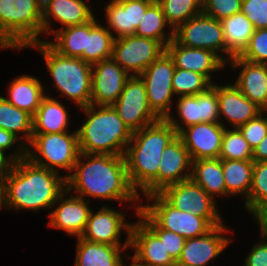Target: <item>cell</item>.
<instances>
[{"mask_svg":"<svg viewBox=\"0 0 267 266\" xmlns=\"http://www.w3.org/2000/svg\"><path fill=\"white\" fill-rule=\"evenodd\" d=\"M174 266H187V265H180V264L176 263Z\"/></svg>","mask_w":267,"mask_h":266,"instance_id":"cell-56","label":"cell"},{"mask_svg":"<svg viewBox=\"0 0 267 266\" xmlns=\"http://www.w3.org/2000/svg\"><path fill=\"white\" fill-rule=\"evenodd\" d=\"M252 160L254 162H261L267 160V135L258 144V146L253 150Z\"/></svg>","mask_w":267,"mask_h":266,"instance_id":"cell-50","label":"cell"},{"mask_svg":"<svg viewBox=\"0 0 267 266\" xmlns=\"http://www.w3.org/2000/svg\"><path fill=\"white\" fill-rule=\"evenodd\" d=\"M223 176L226 186V196H243L246 201L249 197L254 169L253 160H226L221 159Z\"/></svg>","mask_w":267,"mask_h":266,"instance_id":"cell-31","label":"cell"},{"mask_svg":"<svg viewBox=\"0 0 267 266\" xmlns=\"http://www.w3.org/2000/svg\"><path fill=\"white\" fill-rule=\"evenodd\" d=\"M178 133L166 119L147 125L132 135L125 161L129 182L144 197L158 193V170L162 153Z\"/></svg>","mask_w":267,"mask_h":266,"instance_id":"cell-3","label":"cell"},{"mask_svg":"<svg viewBox=\"0 0 267 266\" xmlns=\"http://www.w3.org/2000/svg\"><path fill=\"white\" fill-rule=\"evenodd\" d=\"M166 26L170 27L160 4L155 0L147 8L134 35L159 41L166 48L168 43L174 37V30H171L169 34H166L164 31Z\"/></svg>","mask_w":267,"mask_h":266,"instance_id":"cell-35","label":"cell"},{"mask_svg":"<svg viewBox=\"0 0 267 266\" xmlns=\"http://www.w3.org/2000/svg\"><path fill=\"white\" fill-rule=\"evenodd\" d=\"M19 145L16 150L11 155H6L4 152L0 151V179L4 180L8 174L10 173L14 162L19 161L26 158V146L23 142H17ZM17 151V152H16Z\"/></svg>","mask_w":267,"mask_h":266,"instance_id":"cell-47","label":"cell"},{"mask_svg":"<svg viewBox=\"0 0 267 266\" xmlns=\"http://www.w3.org/2000/svg\"><path fill=\"white\" fill-rule=\"evenodd\" d=\"M149 107L160 118L166 119L171 114L172 84L144 83Z\"/></svg>","mask_w":267,"mask_h":266,"instance_id":"cell-41","label":"cell"},{"mask_svg":"<svg viewBox=\"0 0 267 266\" xmlns=\"http://www.w3.org/2000/svg\"><path fill=\"white\" fill-rule=\"evenodd\" d=\"M55 35L53 41L47 43L59 54L66 57L79 58L86 50L87 43V23L82 25L68 26L52 30Z\"/></svg>","mask_w":267,"mask_h":266,"instance_id":"cell-34","label":"cell"},{"mask_svg":"<svg viewBox=\"0 0 267 266\" xmlns=\"http://www.w3.org/2000/svg\"><path fill=\"white\" fill-rule=\"evenodd\" d=\"M66 107L56 98L45 96L33 115V134L62 133L69 131Z\"/></svg>","mask_w":267,"mask_h":266,"instance_id":"cell-28","label":"cell"},{"mask_svg":"<svg viewBox=\"0 0 267 266\" xmlns=\"http://www.w3.org/2000/svg\"><path fill=\"white\" fill-rule=\"evenodd\" d=\"M130 248L134 257L150 266H174L176 262L166 251L159 237L139 218L132 222Z\"/></svg>","mask_w":267,"mask_h":266,"instance_id":"cell-20","label":"cell"},{"mask_svg":"<svg viewBox=\"0 0 267 266\" xmlns=\"http://www.w3.org/2000/svg\"><path fill=\"white\" fill-rule=\"evenodd\" d=\"M94 17L92 9L84 0H52L42 13V33L52 35L53 19L63 26L61 28H65L88 23Z\"/></svg>","mask_w":267,"mask_h":266,"instance_id":"cell-25","label":"cell"},{"mask_svg":"<svg viewBox=\"0 0 267 266\" xmlns=\"http://www.w3.org/2000/svg\"><path fill=\"white\" fill-rule=\"evenodd\" d=\"M171 30H175L190 18L202 13V0H156Z\"/></svg>","mask_w":267,"mask_h":266,"instance_id":"cell-37","label":"cell"},{"mask_svg":"<svg viewBox=\"0 0 267 266\" xmlns=\"http://www.w3.org/2000/svg\"><path fill=\"white\" fill-rule=\"evenodd\" d=\"M17 140H20V138L0 128V151L5 153L7 150H10Z\"/></svg>","mask_w":267,"mask_h":266,"instance_id":"cell-49","label":"cell"},{"mask_svg":"<svg viewBox=\"0 0 267 266\" xmlns=\"http://www.w3.org/2000/svg\"><path fill=\"white\" fill-rule=\"evenodd\" d=\"M155 0H111L104 8L107 29L114 39L134 35L147 8ZM113 30V32L111 31Z\"/></svg>","mask_w":267,"mask_h":266,"instance_id":"cell-19","label":"cell"},{"mask_svg":"<svg viewBox=\"0 0 267 266\" xmlns=\"http://www.w3.org/2000/svg\"><path fill=\"white\" fill-rule=\"evenodd\" d=\"M166 51L173 58L175 68L191 70L205 76L212 84V72L224 68L226 63L213 51L187 47L172 39Z\"/></svg>","mask_w":267,"mask_h":266,"instance_id":"cell-21","label":"cell"},{"mask_svg":"<svg viewBox=\"0 0 267 266\" xmlns=\"http://www.w3.org/2000/svg\"><path fill=\"white\" fill-rule=\"evenodd\" d=\"M225 127L221 123H198L184 128L178 137L183 141L192 161L219 158Z\"/></svg>","mask_w":267,"mask_h":266,"instance_id":"cell-18","label":"cell"},{"mask_svg":"<svg viewBox=\"0 0 267 266\" xmlns=\"http://www.w3.org/2000/svg\"><path fill=\"white\" fill-rule=\"evenodd\" d=\"M238 57L254 63L267 64V28L256 29Z\"/></svg>","mask_w":267,"mask_h":266,"instance_id":"cell-43","label":"cell"},{"mask_svg":"<svg viewBox=\"0 0 267 266\" xmlns=\"http://www.w3.org/2000/svg\"><path fill=\"white\" fill-rule=\"evenodd\" d=\"M241 12L252 22L255 30L267 28V0H242Z\"/></svg>","mask_w":267,"mask_h":266,"instance_id":"cell-46","label":"cell"},{"mask_svg":"<svg viewBox=\"0 0 267 266\" xmlns=\"http://www.w3.org/2000/svg\"><path fill=\"white\" fill-rule=\"evenodd\" d=\"M159 193L173 207L203 217L214 227L223 223L217 209L216 199L191 179L169 185Z\"/></svg>","mask_w":267,"mask_h":266,"instance_id":"cell-10","label":"cell"},{"mask_svg":"<svg viewBox=\"0 0 267 266\" xmlns=\"http://www.w3.org/2000/svg\"><path fill=\"white\" fill-rule=\"evenodd\" d=\"M253 150L238 128L225 127L219 159L252 160Z\"/></svg>","mask_w":267,"mask_h":266,"instance_id":"cell-39","label":"cell"},{"mask_svg":"<svg viewBox=\"0 0 267 266\" xmlns=\"http://www.w3.org/2000/svg\"><path fill=\"white\" fill-rule=\"evenodd\" d=\"M5 208L4 182L0 179V208Z\"/></svg>","mask_w":267,"mask_h":266,"instance_id":"cell-53","label":"cell"},{"mask_svg":"<svg viewBox=\"0 0 267 266\" xmlns=\"http://www.w3.org/2000/svg\"><path fill=\"white\" fill-rule=\"evenodd\" d=\"M250 148L254 150L267 135V118L260 113L254 119L238 127Z\"/></svg>","mask_w":267,"mask_h":266,"instance_id":"cell-45","label":"cell"},{"mask_svg":"<svg viewBox=\"0 0 267 266\" xmlns=\"http://www.w3.org/2000/svg\"><path fill=\"white\" fill-rule=\"evenodd\" d=\"M139 217L161 240L171 258L177 262L181 256L186 239L175 232L160 228L142 209L140 203L134 205Z\"/></svg>","mask_w":267,"mask_h":266,"instance_id":"cell-40","label":"cell"},{"mask_svg":"<svg viewBox=\"0 0 267 266\" xmlns=\"http://www.w3.org/2000/svg\"><path fill=\"white\" fill-rule=\"evenodd\" d=\"M37 8L43 13L50 5L52 0H35Z\"/></svg>","mask_w":267,"mask_h":266,"instance_id":"cell-52","label":"cell"},{"mask_svg":"<svg viewBox=\"0 0 267 266\" xmlns=\"http://www.w3.org/2000/svg\"><path fill=\"white\" fill-rule=\"evenodd\" d=\"M5 208L17 211L49 209L66 190V177L40 167L28 158L15 161L3 180Z\"/></svg>","mask_w":267,"mask_h":266,"instance_id":"cell-2","label":"cell"},{"mask_svg":"<svg viewBox=\"0 0 267 266\" xmlns=\"http://www.w3.org/2000/svg\"><path fill=\"white\" fill-rule=\"evenodd\" d=\"M228 232L224 224L214 227L207 234L186 239L177 264L187 266H209L208 263L219 256L231 242L225 237Z\"/></svg>","mask_w":267,"mask_h":266,"instance_id":"cell-17","label":"cell"},{"mask_svg":"<svg viewBox=\"0 0 267 266\" xmlns=\"http://www.w3.org/2000/svg\"><path fill=\"white\" fill-rule=\"evenodd\" d=\"M69 194L70 192L66 189L58 197L55 202L57 207L49 213L48 225L53 229L64 230L70 236L81 237L92 210L88 205L91 201L76 195L68 197Z\"/></svg>","mask_w":267,"mask_h":266,"instance_id":"cell-16","label":"cell"},{"mask_svg":"<svg viewBox=\"0 0 267 266\" xmlns=\"http://www.w3.org/2000/svg\"><path fill=\"white\" fill-rule=\"evenodd\" d=\"M256 224L260 226L261 235L267 240V209L259 213L255 218Z\"/></svg>","mask_w":267,"mask_h":266,"instance_id":"cell-51","label":"cell"},{"mask_svg":"<svg viewBox=\"0 0 267 266\" xmlns=\"http://www.w3.org/2000/svg\"><path fill=\"white\" fill-rule=\"evenodd\" d=\"M127 257L132 259V261H131L132 263L129 266H150V265H147V264H144V263L140 262L134 256H132V257L129 256L128 253H127ZM122 266H127V265L126 264L124 265V262H123V265Z\"/></svg>","mask_w":267,"mask_h":266,"instance_id":"cell-54","label":"cell"},{"mask_svg":"<svg viewBox=\"0 0 267 266\" xmlns=\"http://www.w3.org/2000/svg\"><path fill=\"white\" fill-rule=\"evenodd\" d=\"M244 205L254 218L267 209V160L254 162L252 185Z\"/></svg>","mask_w":267,"mask_h":266,"instance_id":"cell-36","label":"cell"},{"mask_svg":"<svg viewBox=\"0 0 267 266\" xmlns=\"http://www.w3.org/2000/svg\"><path fill=\"white\" fill-rule=\"evenodd\" d=\"M190 179L202 187L210 196L226 197L222 161L219 158L198 159L192 161Z\"/></svg>","mask_w":267,"mask_h":266,"instance_id":"cell-30","label":"cell"},{"mask_svg":"<svg viewBox=\"0 0 267 266\" xmlns=\"http://www.w3.org/2000/svg\"><path fill=\"white\" fill-rule=\"evenodd\" d=\"M0 128L18 137L23 132L21 140L27 147L32 140L33 115L27 111L18 109L9 103L5 97L0 96ZM27 141V142H26Z\"/></svg>","mask_w":267,"mask_h":266,"instance_id":"cell-33","label":"cell"},{"mask_svg":"<svg viewBox=\"0 0 267 266\" xmlns=\"http://www.w3.org/2000/svg\"><path fill=\"white\" fill-rule=\"evenodd\" d=\"M176 103V111L181 123L174 118L172 113L166 120L178 134L184 128L198 123H221L226 127V124L222 120L220 121L217 84L215 82L207 91L197 95L179 97Z\"/></svg>","mask_w":267,"mask_h":266,"instance_id":"cell-13","label":"cell"},{"mask_svg":"<svg viewBox=\"0 0 267 266\" xmlns=\"http://www.w3.org/2000/svg\"><path fill=\"white\" fill-rule=\"evenodd\" d=\"M131 225L132 223H127L125 214L111 207L103 206L96 213L90 211L81 238L95 243L121 245V231L124 229L127 236H130Z\"/></svg>","mask_w":267,"mask_h":266,"instance_id":"cell-15","label":"cell"},{"mask_svg":"<svg viewBox=\"0 0 267 266\" xmlns=\"http://www.w3.org/2000/svg\"><path fill=\"white\" fill-rule=\"evenodd\" d=\"M114 35L94 17L87 23L86 50L79 57L91 65L112 58Z\"/></svg>","mask_w":267,"mask_h":266,"instance_id":"cell-32","label":"cell"},{"mask_svg":"<svg viewBox=\"0 0 267 266\" xmlns=\"http://www.w3.org/2000/svg\"><path fill=\"white\" fill-rule=\"evenodd\" d=\"M221 24L226 43V61L229 62L244 51L255 29L242 12L223 19Z\"/></svg>","mask_w":267,"mask_h":266,"instance_id":"cell-29","label":"cell"},{"mask_svg":"<svg viewBox=\"0 0 267 266\" xmlns=\"http://www.w3.org/2000/svg\"><path fill=\"white\" fill-rule=\"evenodd\" d=\"M231 68H241L235 86L262 110L267 106V64L254 63L233 57Z\"/></svg>","mask_w":267,"mask_h":266,"instance_id":"cell-24","label":"cell"},{"mask_svg":"<svg viewBox=\"0 0 267 266\" xmlns=\"http://www.w3.org/2000/svg\"><path fill=\"white\" fill-rule=\"evenodd\" d=\"M253 245L249 255L246 256L244 266H267V240L265 238Z\"/></svg>","mask_w":267,"mask_h":266,"instance_id":"cell-48","label":"cell"},{"mask_svg":"<svg viewBox=\"0 0 267 266\" xmlns=\"http://www.w3.org/2000/svg\"><path fill=\"white\" fill-rule=\"evenodd\" d=\"M26 149V158L35 165L56 172L63 169L72 173L80 155L78 132L32 134Z\"/></svg>","mask_w":267,"mask_h":266,"instance_id":"cell-7","label":"cell"},{"mask_svg":"<svg viewBox=\"0 0 267 266\" xmlns=\"http://www.w3.org/2000/svg\"><path fill=\"white\" fill-rule=\"evenodd\" d=\"M80 109L88 117L77 129L80 153L124 156L133 133L114 107L91 104Z\"/></svg>","mask_w":267,"mask_h":266,"instance_id":"cell-4","label":"cell"},{"mask_svg":"<svg viewBox=\"0 0 267 266\" xmlns=\"http://www.w3.org/2000/svg\"><path fill=\"white\" fill-rule=\"evenodd\" d=\"M164 51L159 41L129 35L114 39L112 59L129 75L139 76Z\"/></svg>","mask_w":267,"mask_h":266,"instance_id":"cell-11","label":"cell"},{"mask_svg":"<svg viewBox=\"0 0 267 266\" xmlns=\"http://www.w3.org/2000/svg\"><path fill=\"white\" fill-rule=\"evenodd\" d=\"M217 97L220 119L224 116L223 122L227 120L232 128H238L262 113V109L245 97L234 83L217 85Z\"/></svg>","mask_w":267,"mask_h":266,"instance_id":"cell-23","label":"cell"},{"mask_svg":"<svg viewBox=\"0 0 267 266\" xmlns=\"http://www.w3.org/2000/svg\"><path fill=\"white\" fill-rule=\"evenodd\" d=\"M262 113L266 116L267 118V106L262 110Z\"/></svg>","mask_w":267,"mask_h":266,"instance_id":"cell-55","label":"cell"},{"mask_svg":"<svg viewBox=\"0 0 267 266\" xmlns=\"http://www.w3.org/2000/svg\"><path fill=\"white\" fill-rule=\"evenodd\" d=\"M145 197L153 203H141V209L162 229L189 239L203 236L214 228L207 219L173 207L160 193Z\"/></svg>","mask_w":267,"mask_h":266,"instance_id":"cell-8","label":"cell"},{"mask_svg":"<svg viewBox=\"0 0 267 266\" xmlns=\"http://www.w3.org/2000/svg\"><path fill=\"white\" fill-rule=\"evenodd\" d=\"M242 0H203L202 12L222 21L223 19L241 12Z\"/></svg>","mask_w":267,"mask_h":266,"instance_id":"cell-44","label":"cell"},{"mask_svg":"<svg viewBox=\"0 0 267 266\" xmlns=\"http://www.w3.org/2000/svg\"><path fill=\"white\" fill-rule=\"evenodd\" d=\"M130 77L131 75L112 58L94 63L92 65L91 104L113 105Z\"/></svg>","mask_w":267,"mask_h":266,"instance_id":"cell-14","label":"cell"},{"mask_svg":"<svg viewBox=\"0 0 267 266\" xmlns=\"http://www.w3.org/2000/svg\"><path fill=\"white\" fill-rule=\"evenodd\" d=\"M27 47L38 49L57 90L80 108L91 105L92 65L80 58L66 57L55 51L46 41L33 42Z\"/></svg>","mask_w":267,"mask_h":266,"instance_id":"cell-5","label":"cell"},{"mask_svg":"<svg viewBox=\"0 0 267 266\" xmlns=\"http://www.w3.org/2000/svg\"><path fill=\"white\" fill-rule=\"evenodd\" d=\"M161 157L158 170V193L169 185L190 179L192 159L178 136L165 147Z\"/></svg>","mask_w":267,"mask_h":266,"instance_id":"cell-22","label":"cell"},{"mask_svg":"<svg viewBox=\"0 0 267 266\" xmlns=\"http://www.w3.org/2000/svg\"><path fill=\"white\" fill-rule=\"evenodd\" d=\"M213 84L203 75L191 70L175 68L172 78L174 95L192 96L207 91Z\"/></svg>","mask_w":267,"mask_h":266,"instance_id":"cell-38","label":"cell"},{"mask_svg":"<svg viewBox=\"0 0 267 266\" xmlns=\"http://www.w3.org/2000/svg\"><path fill=\"white\" fill-rule=\"evenodd\" d=\"M173 39L181 45L213 51L226 64V43L221 21L200 13L174 30ZM219 52L223 54H219Z\"/></svg>","mask_w":267,"mask_h":266,"instance_id":"cell-9","label":"cell"},{"mask_svg":"<svg viewBox=\"0 0 267 266\" xmlns=\"http://www.w3.org/2000/svg\"><path fill=\"white\" fill-rule=\"evenodd\" d=\"M72 172L65 175L66 189L74 190L76 196L119 201L120 204L140 202V193L129 182L124 156L80 153Z\"/></svg>","mask_w":267,"mask_h":266,"instance_id":"cell-1","label":"cell"},{"mask_svg":"<svg viewBox=\"0 0 267 266\" xmlns=\"http://www.w3.org/2000/svg\"><path fill=\"white\" fill-rule=\"evenodd\" d=\"M42 13L35 0H0V47L22 49L40 41Z\"/></svg>","mask_w":267,"mask_h":266,"instance_id":"cell-6","label":"cell"},{"mask_svg":"<svg viewBox=\"0 0 267 266\" xmlns=\"http://www.w3.org/2000/svg\"><path fill=\"white\" fill-rule=\"evenodd\" d=\"M77 255L74 266H122V251L130 249V236L121 245L90 242L77 237Z\"/></svg>","mask_w":267,"mask_h":266,"instance_id":"cell-26","label":"cell"},{"mask_svg":"<svg viewBox=\"0 0 267 266\" xmlns=\"http://www.w3.org/2000/svg\"><path fill=\"white\" fill-rule=\"evenodd\" d=\"M44 91L39 79L30 75H22L11 81L7 90L9 97L5 99L18 109L34 115L46 96Z\"/></svg>","mask_w":267,"mask_h":266,"instance_id":"cell-27","label":"cell"},{"mask_svg":"<svg viewBox=\"0 0 267 266\" xmlns=\"http://www.w3.org/2000/svg\"><path fill=\"white\" fill-rule=\"evenodd\" d=\"M112 106L132 133L160 119L149 107L145 84L139 76H131L126 81Z\"/></svg>","mask_w":267,"mask_h":266,"instance_id":"cell-12","label":"cell"},{"mask_svg":"<svg viewBox=\"0 0 267 266\" xmlns=\"http://www.w3.org/2000/svg\"><path fill=\"white\" fill-rule=\"evenodd\" d=\"M174 71L173 58L164 51L139 77L144 83L172 84Z\"/></svg>","mask_w":267,"mask_h":266,"instance_id":"cell-42","label":"cell"}]
</instances>
